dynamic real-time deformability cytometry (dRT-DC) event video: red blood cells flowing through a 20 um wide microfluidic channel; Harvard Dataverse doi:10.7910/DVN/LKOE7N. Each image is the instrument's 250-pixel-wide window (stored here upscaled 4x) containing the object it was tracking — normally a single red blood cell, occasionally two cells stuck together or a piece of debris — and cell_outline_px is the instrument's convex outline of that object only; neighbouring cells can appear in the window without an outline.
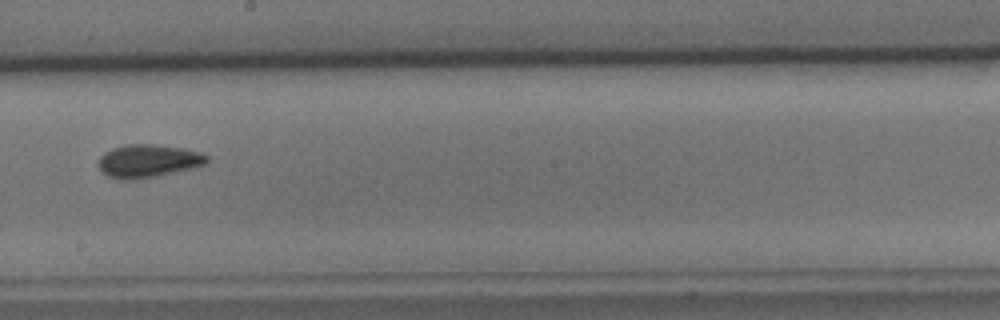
{"species": "common noctule bat (a hibernating species)", "species_latin": "Nyctalus noctula", "temperature_condition": "cold", "stored_images_in_passage": 7, "camera_frame_rate_fps": 3000, "um_per_image_px": 0.085, "animal": {"sex": "male", "body_mass_g": 15.6}, "frame": {"image": 1, "passage_image": 7, "time_ms": 7.667, "image_size_px": [1000, 320], "cell_outline_px": [[208, 164], [196, 168], [140, 180], [120, 180], [108, 176], [100, 172], [96, 164], [96, 160], [104, 152], [112, 148], [128, 144], [152, 144], [184, 148], [200, 152], [208, 156]], "centroid_in_image_um": [12.57, 13.7], "position_along_channel_um": 235.6, "area_um2": 21.62}}